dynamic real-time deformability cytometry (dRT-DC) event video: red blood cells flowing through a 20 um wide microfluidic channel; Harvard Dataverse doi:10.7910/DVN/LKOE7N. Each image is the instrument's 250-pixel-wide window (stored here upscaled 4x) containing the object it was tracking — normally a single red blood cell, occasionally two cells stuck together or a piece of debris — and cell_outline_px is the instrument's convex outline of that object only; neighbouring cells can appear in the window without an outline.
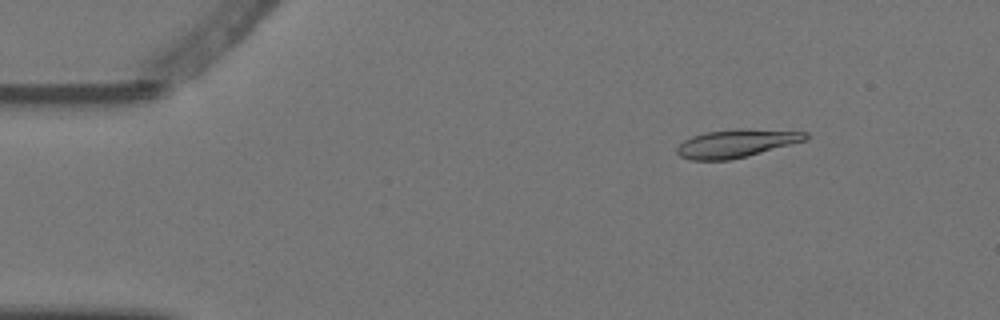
{"species": "Egyptian fruit bat (a non-hibernating species)", "species_latin": "Rousettus aegyptiacus", "temperature_condition": "warm", "stored_images_in_passage": 7, "camera_frame_rate_fps": 3000, "um_per_image_px": 0.085, "animal": {"sex": "female"}, "frame": {"image": 1, "passage_image": 2, "time_ms": 0.333, "image_size_px": [1000, 320], "cell_outline_px": [[808, 140], [748, 156], [728, 160], [688, 160], [680, 156], [676, 152], [676, 148], [684, 140], [692, 136], [704, 132], [736, 128], [744, 128], [808, 132]], "centroid_in_image_um": [62.59, 12.18], "position_along_channel_um": 22.4, "area_um2": 21.33}}
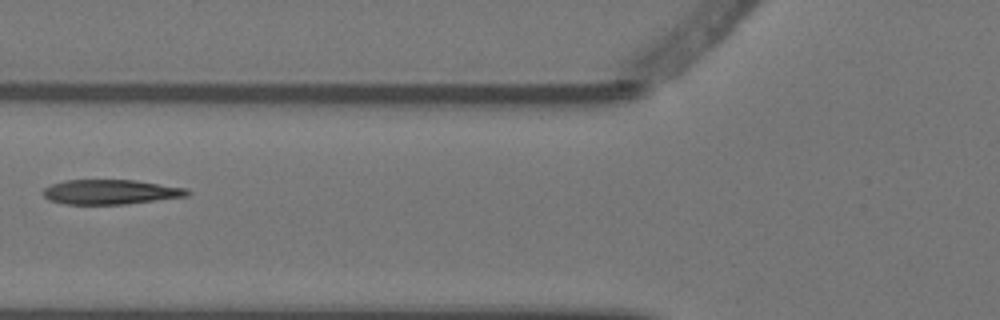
{"frame": {"image": 2, "passage_image": 6, "time_ms": 1.667, "image_size_px": [1000, 320], "cell_outline_px": [[192, 192], [188, 196], [124, 204], [68, 204], [48, 200], [44, 196], [44, 188], [52, 184], [64, 180], [136, 180], [188, 188]], "centroid_in_image_um": [9.44, 16.31], "position_along_channel_um": 116.4, "area_um2": 20.75}}
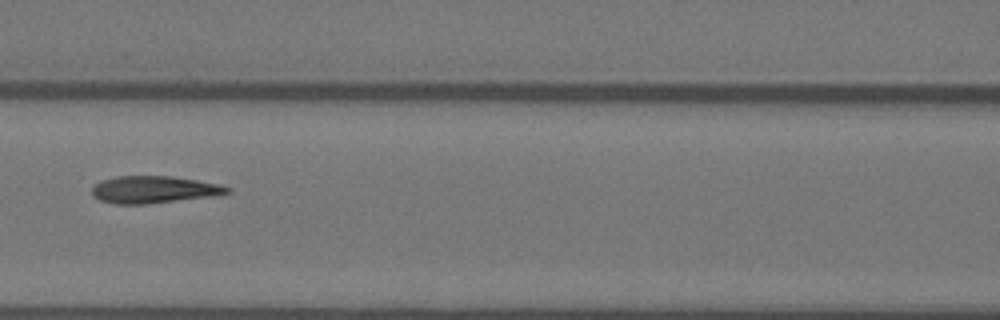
{"frame": {"image": 3, "passage_image": 7, "time_ms": 2.0, "image_size_px": [1000, 320], "cell_outline_px": [[232, 188], [228, 192], [212, 196], [144, 204], [116, 204], [100, 200], [92, 192], [92, 188], [100, 180], [116, 176], [172, 176], [224, 184]], "centroid_in_image_um": [13.11, 16.1], "position_along_channel_um": 153.5, "area_um2": 21.33}}